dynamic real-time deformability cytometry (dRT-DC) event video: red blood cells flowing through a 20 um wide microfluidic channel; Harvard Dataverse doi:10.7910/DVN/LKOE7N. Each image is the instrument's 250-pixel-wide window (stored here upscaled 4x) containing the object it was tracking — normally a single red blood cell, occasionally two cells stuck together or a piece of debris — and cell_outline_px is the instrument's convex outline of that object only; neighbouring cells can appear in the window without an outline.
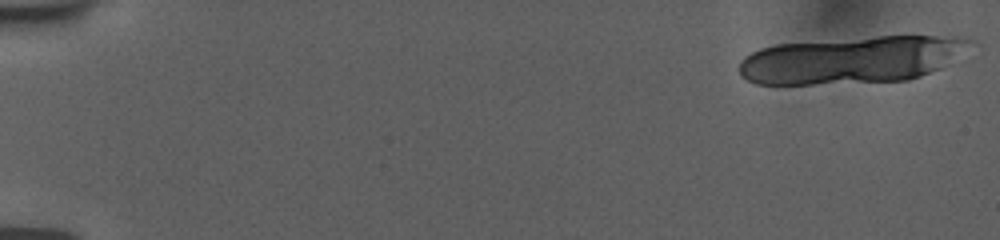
{"species": "human", "species_latin": "Homo sapiens", "temperature_condition": "room temperature", "stored_images_in_passage": 23, "camera_frame_rate_fps": 3000, "um_per_image_px": 0.085, "donor": {"sex": "female"}, "frame": {"image": 1, "passage_image": 1, "time_ms": 0.0, "image_size_px": [1000, 240], "cell_outline_px": [[972, 40], [948, 64], [940, 68], [920, 76], [908, 80], [812, 84], [756, 84], [740, 76], [740, 60], [744, 56], [760, 48], [776, 44], [876, 36], [964, 36]], "centroid_in_image_um": [72.32, 5.08], "position_along_channel_um": 12.7, "area_um2": 63.12}}
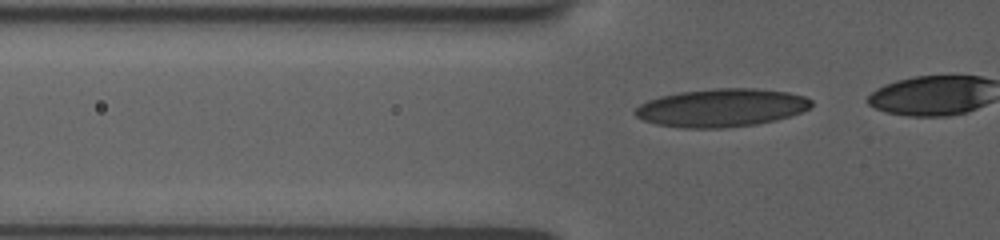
{"frame": {"image": 2, "passage_image": 16, "time_ms": 5.0, "image_size_px": [1000, 240], "cell_outline_px": [[812, 108], [776, 120], [756, 124], [724, 128], [684, 128], [656, 124], [644, 120], [636, 116], [632, 112], [640, 104], [648, 100], [660, 96], [680, 92], [716, 88], [756, 88], [788, 92], [804, 96], [812, 100]], "centroid_in_image_um": [61.32, 9.16], "position_along_channel_um": 64.5, "area_um2": 39.19}}
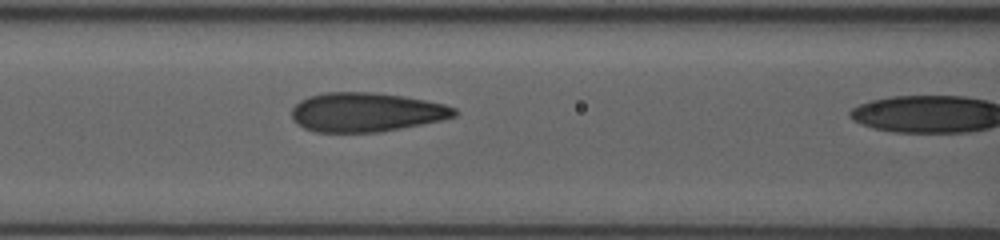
{"frame": {"image": 3, "passage_image": 22, "time_ms": 7.0, "image_size_px": [1000, 240], "cell_outline_px": [[460, 112], [456, 116], [440, 120], [380, 132], [316, 132], [304, 128], [296, 124], [292, 116], [292, 108], [300, 100], [308, 96], [328, 92], [372, 92], [404, 96], [444, 104], [456, 108]], "centroid_in_image_um": [31.12, 9.53], "position_along_channel_um": 135.5, "area_um2": 37.11}}